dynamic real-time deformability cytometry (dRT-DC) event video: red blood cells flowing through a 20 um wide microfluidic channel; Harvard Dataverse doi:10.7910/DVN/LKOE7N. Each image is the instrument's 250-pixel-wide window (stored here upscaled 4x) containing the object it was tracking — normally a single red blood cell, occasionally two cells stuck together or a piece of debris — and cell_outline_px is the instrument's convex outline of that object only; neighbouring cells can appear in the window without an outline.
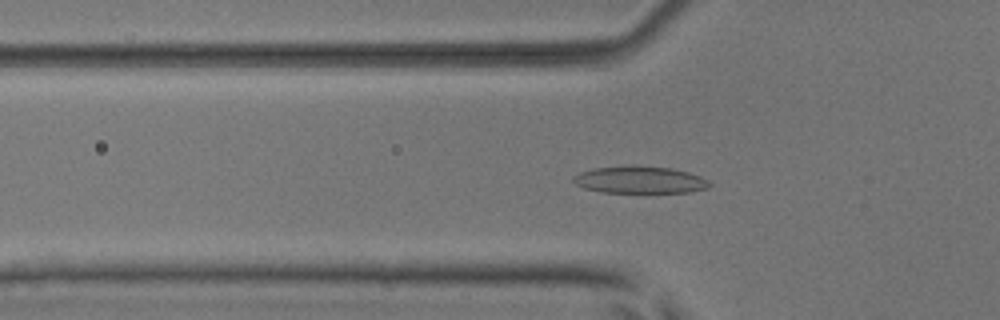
{"species": "common noctule bat (a hibernating species)", "species_latin": "Nyctalus noctula", "temperature_condition": "room temperature", "stored_images_in_passage": 55, "camera_frame_rate_fps": 3000, "um_per_image_px": 0.085, "animal": {"sex": "male", "body_mass_g": 17.9, "forearm_length_mm": 54.2}, "frame": {"image": 1, "passage_image": 19, "time_ms": 6.0, "image_size_px": [1000, 320], "cell_outline_px": [[712, 184], [708, 188], [688, 192], [600, 192], [584, 188], [576, 184], [572, 180], [572, 176], [580, 172], [592, 168], [628, 164], [632, 164], [672, 168], [688, 172], [700, 176], [708, 180]], "centroid_in_image_um": [54.35, 15.26], "position_along_channel_um": 71.4, "area_um2": 21.91}}
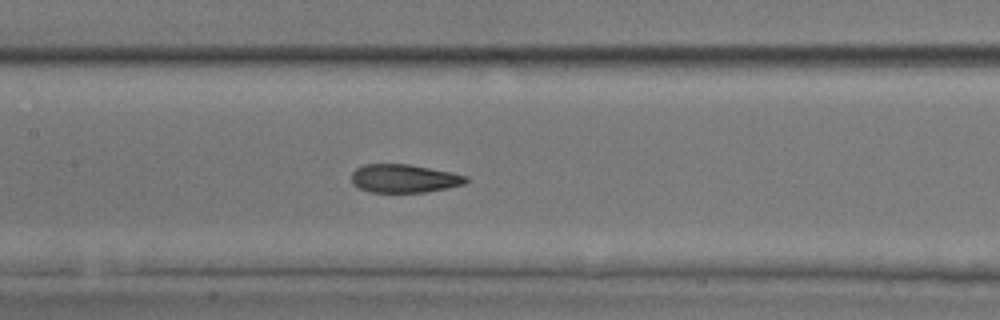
{"frame": {"image": 2, "passage_image": 27, "time_ms": 8.667, "image_size_px": [1000, 320], "cell_outline_px": [[468, 180], [464, 184], [448, 188], [424, 192], [372, 192], [360, 188], [352, 184], [352, 172], [356, 168], [364, 164], [408, 164], [468, 176]], "centroid_in_image_um": [34.33, 15.17], "position_along_channel_um": 173.1, "area_um2": 18.73}}
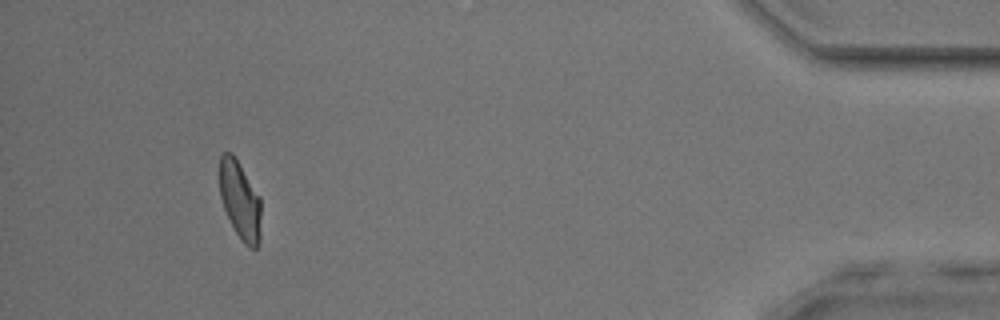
{"frame": {"image": 3, "passage_image": 51, "time_ms": 16.667, "image_size_px": [1000, 320], "cell_outline_px": [[260, 240], [256, 248], [248, 248], [240, 240], [224, 208], [220, 196], [220, 156], [224, 152], [232, 152], [260, 196]], "centroid_in_image_um": [20.41, 17.03], "position_along_channel_um": 414.8, "area_um2": 18.79}, "authors_computed_cell_mechanics": {"area_um2": 20.1144, "velocity_mm_per_s": 3.8118, "shape_relaxation_time_tau1_ms": 5.7349, "shape_relaxation_time_tau2_ms": 1.287, "deformation_change_tau1": 0.1699, "deformation_change_tau2": 0.0678}}